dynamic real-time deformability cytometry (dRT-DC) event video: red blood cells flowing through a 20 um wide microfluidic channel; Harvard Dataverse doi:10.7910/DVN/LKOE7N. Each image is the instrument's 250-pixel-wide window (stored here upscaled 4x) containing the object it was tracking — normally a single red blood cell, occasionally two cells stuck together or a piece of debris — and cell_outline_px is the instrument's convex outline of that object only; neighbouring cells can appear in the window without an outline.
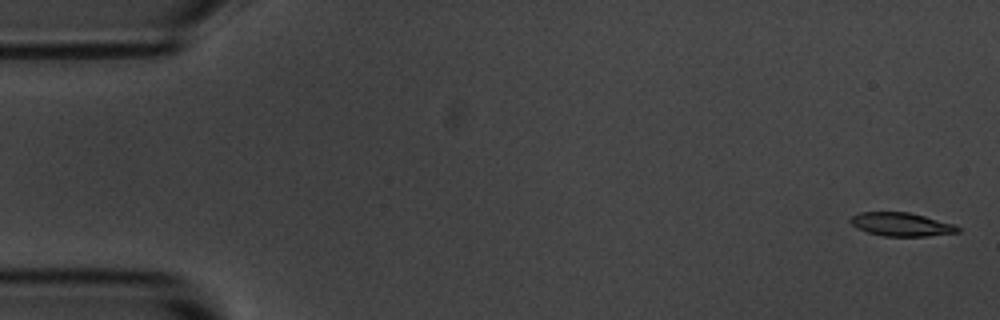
{"species": "common noctule bat (a hibernating species)", "species_latin": "Nyctalus noctula", "temperature_condition": "room temperature", "stored_images_in_passage": 5, "camera_frame_rate_fps": 3000, "um_per_image_px": 0.085, "animal": {"sex": "male", "body_mass_g": 20.1, "forearm_length_mm": 53.5}, "frame": {"image": 1, "passage_image": 1, "time_ms": 0.0, "image_size_px": [1000, 320], "cell_outline_px": [[960, 232], [928, 236], [884, 236], [868, 232], [856, 228], [848, 220], [852, 216], [860, 212], [908, 212], [956, 224], [960, 228]], "centroid_in_image_um": [76.63, 19.07], "position_along_channel_um": 8.4, "area_um2": 14.74}}